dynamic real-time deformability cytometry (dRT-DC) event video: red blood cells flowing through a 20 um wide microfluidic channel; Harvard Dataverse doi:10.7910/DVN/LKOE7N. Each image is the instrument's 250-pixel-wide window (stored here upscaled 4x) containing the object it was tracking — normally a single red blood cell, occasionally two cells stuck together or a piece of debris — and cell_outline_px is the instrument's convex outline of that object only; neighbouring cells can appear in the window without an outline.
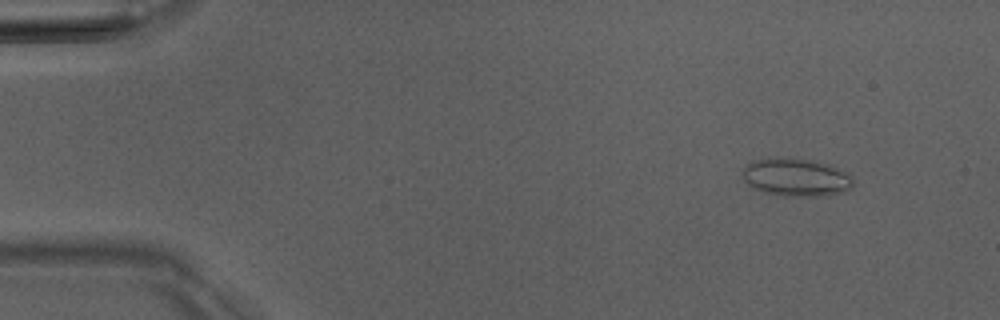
{"species": "Egyptian fruit bat (a non-hibernating species)", "species_latin": "Rousettus aegyptiacus", "temperature_condition": "room temperature", "stored_images_in_passage": 6, "camera_frame_rate_fps": 3000, "um_per_image_px": 0.085, "animal": {"sex": "male"}, "frame": {"image": 1, "passage_image": 1, "time_ms": 0.0, "image_size_px": [1000, 320], "cell_outline_px": [[852, 188], [844, 192], [828, 196], [784, 196], [768, 192], [756, 188], [748, 184], [744, 180], [744, 168], [748, 164], [756, 160], [808, 160], [828, 164], [848, 172], [852, 176]], "centroid_in_image_um": [67.77, 15.12], "position_along_channel_um": 17.2, "area_um2": 23.64}}
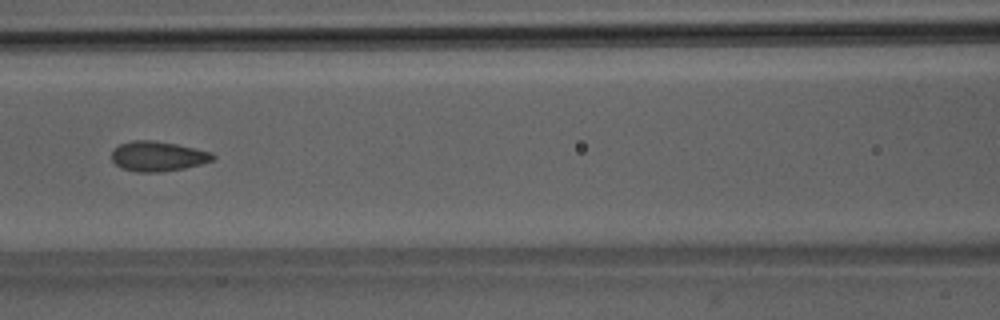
{"frame": {"image": 2, "passage_image": 6, "time_ms": 6.0, "image_size_px": [1000, 320], "cell_outline_px": [[216, 156], [212, 160], [200, 164], [184, 168], [160, 172], [136, 172], [120, 168], [112, 160], [112, 152], [120, 144], [132, 140], [152, 140], [176, 144], [212, 152]], "centroid_in_image_um": [13.4, 13.28], "position_along_channel_um": 153.2, "area_um2": 17.57}}